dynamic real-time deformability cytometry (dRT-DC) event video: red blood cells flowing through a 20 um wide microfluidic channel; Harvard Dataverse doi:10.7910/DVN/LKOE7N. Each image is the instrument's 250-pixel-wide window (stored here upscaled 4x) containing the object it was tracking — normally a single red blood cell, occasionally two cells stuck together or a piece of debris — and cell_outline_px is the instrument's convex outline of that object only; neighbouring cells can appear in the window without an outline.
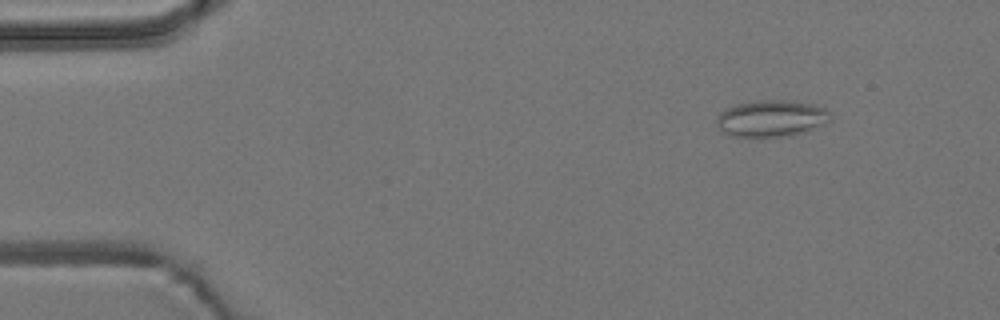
{"species": "common noctule bat (a hibernating species)", "species_latin": "Nyctalus noctula", "temperature_condition": "room temperature", "stored_images_in_passage": 6, "camera_frame_rate_fps": 3000, "um_per_image_px": 0.085, "animal": {"sex": "male", "body_mass_g": 19.2, "forearm_length_mm": 51.8}, "frame": {"image": 1, "passage_image": 2, "time_ms": 1.333, "image_size_px": [1000, 320], "cell_outline_px": [[832, 120], [792, 136], [728, 136], [716, 124], [716, 116], [720, 112], [736, 104], [760, 100], [796, 100], [812, 104], [824, 108], [832, 116]], "centroid_in_image_um": [65.56, 10.05], "position_along_channel_um": 19.4, "area_um2": 24.22}}